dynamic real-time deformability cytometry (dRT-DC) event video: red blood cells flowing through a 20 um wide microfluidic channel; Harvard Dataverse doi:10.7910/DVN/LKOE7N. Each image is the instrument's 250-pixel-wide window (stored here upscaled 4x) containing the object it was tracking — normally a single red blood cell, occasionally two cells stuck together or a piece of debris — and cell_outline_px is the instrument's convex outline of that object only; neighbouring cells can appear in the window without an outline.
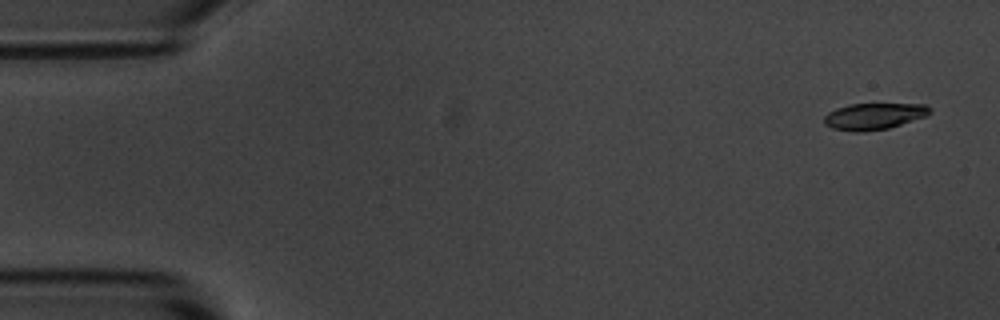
{"species": "common noctule bat (a hibernating species)", "species_latin": "Nyctalus noctula", "temperature_condition": "room temperature", "stored_images_in_passage": 5, "camera_frame_rate_fps": 3000, "um_per_image_px": 0.085, "animal": {"sex": "male", "body_mass_g": 20.1, "forearm_length_mm": 53.5}, "frame": {"image": 1, "passage_image": 1, "time_ms": 0.0, "image_size_px": [1000, 320], "cell_outline_px": [[932, 112], [928, 116], [888, 128], [860, 132], [856, 132], [832, 128], [824, 124], [824, 116], [828, 112], [836, 108], [848, 104], [924, 104], [932, 108]], "centroid_in_image_um": [74.3, 9.87], "position_along_channel_um": 10.7, "area_um2": 16.42}}
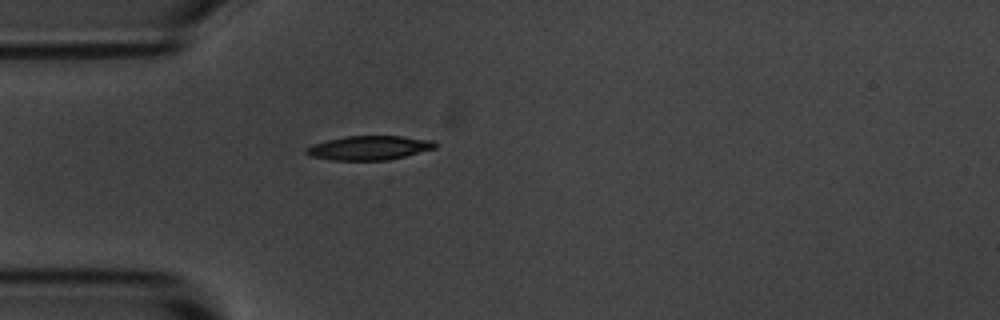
{"frame": {"image": 2, "passage_image": 5, "time_ms": 4.333, "image_size_px": [1000, 320], "cell_outline_px": [[436, 148], [388, 160], [332, 160], [308, 156], [304, 152], [304, 148], [312, 144], [344, 136], [400, 136], [432, 140], [436, 144]], "centroid_in_image_um": [31.31, 12.57], "position_along_channel_um": 53.7, "area_um2": 18.15}}